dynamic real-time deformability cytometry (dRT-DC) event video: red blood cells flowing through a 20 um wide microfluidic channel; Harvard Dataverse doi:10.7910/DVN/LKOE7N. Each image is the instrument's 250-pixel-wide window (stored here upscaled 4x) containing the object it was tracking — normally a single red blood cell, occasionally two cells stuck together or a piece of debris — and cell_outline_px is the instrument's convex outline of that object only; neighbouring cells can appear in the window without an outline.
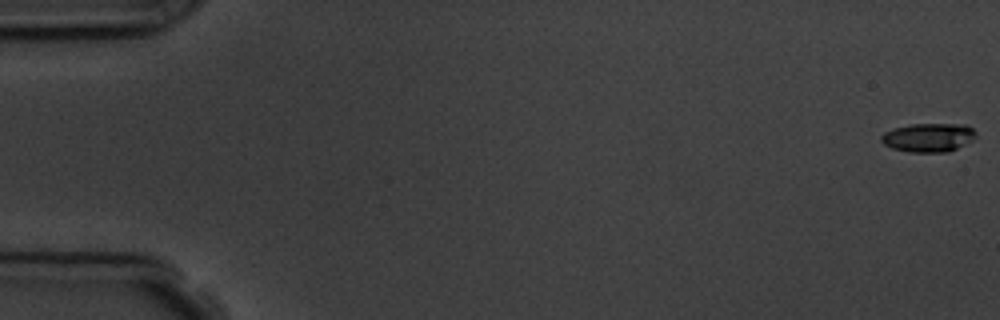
{"species": "common noctule bat (a hibernating species)", "species_latin": "Nyctalus noctula", "temperature_condition": "room temperature", "stored_images_in_passage": 6, "camera_frame_rate_fps": 3000, "um_per_image_px": 0.085, "animal": {"sex": "male", "body_mass_g": 19.5, "forearm_length_mm": 54.6}, "frame": {"image": 1, "passage_image": 1, "time_ms": 0.0, "image_size_px": [1000, 320], "cell_outline_px": [[976, 136], [972, 140], [948, 152], [908, 152], [892, 148], [884, 144], [880, 140], [880, 136], [884, 132], [892, 128], [912, 124], [964, 124], [972, 128], [976, 132]], "centroid_in_image_um": [78.89, 11.68], "position_along_channel_um": 6.1, "area_um2": 15.9}}
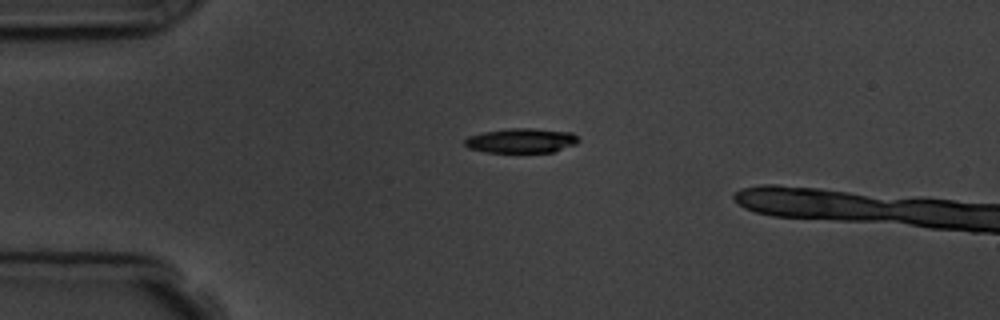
{"frame": {"image": 2, "passage_image": 4, "time_ms": 4.333, "image_size_px": [1000, 320], "cell_outline_px": [[580, 140], [576, 144], [552, 152], [488, 152], [468, 148], [464, 144], [464, 140], [468, 136], [484, 132], [508, 128], [532, 128], [572, 132]], "centroid_in_image_um": [44.31, 11.94], "position_along_channel_um": 40.7, "area_um2": 16.3}}